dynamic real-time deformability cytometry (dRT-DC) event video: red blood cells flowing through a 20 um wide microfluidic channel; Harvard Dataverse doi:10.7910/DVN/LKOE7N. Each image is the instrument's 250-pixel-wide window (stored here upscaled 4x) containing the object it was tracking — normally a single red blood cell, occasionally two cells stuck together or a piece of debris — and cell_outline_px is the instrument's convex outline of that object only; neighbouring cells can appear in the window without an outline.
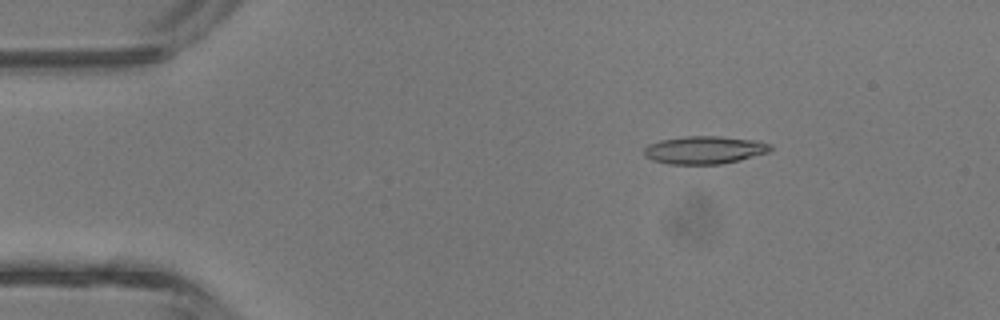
{"species": "common noctule bat (a hibernating species)", "species_latin": "Nyctalus noctula", "temperature_condition": "room temperature", "stored_images_in_passage": 38, "camera_frame_rate_fps": 3000, "um_per_image_px": 0.085, "animal": {"sex": "male", "body_mass_g": 13.3}, "frame": {"image": 1, "passage_image": 2, "time_ms": 0.333, "image_size_px": [1000, 320], "cell_outline_px": [[772, 148], [768, 152], [740, 160], [720, 164], [668, 164], [652, 160], [644, 156], [644, 148], [648, 144], [660, 140], [684, 136], [720, 136], [756, 140], [772, 144]], "centroid_in_image_um": [59.87, 12.74], "position_along_channel_um": 25.1, "area_um2": 20.63}}
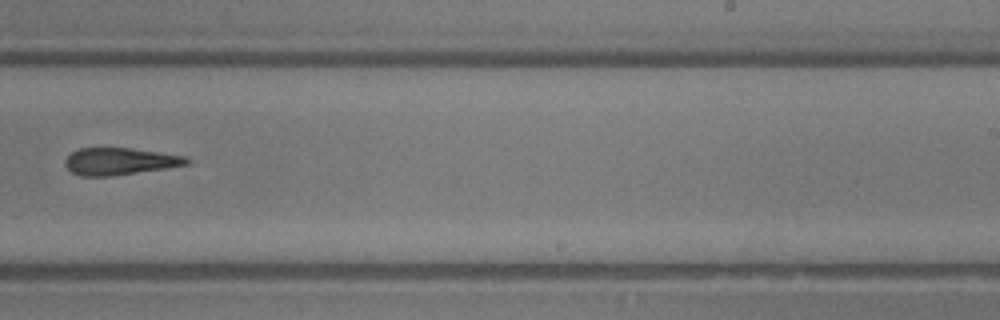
{"frame": {"image": 2, "passage_image": 22, "time_ms": 7.0, "image_size_px": [1000, 320], "cell_outline_px": [[192, 160], [188, 164], [168, 168], [112, 176], [80, 176], [72, 172], [64, 164], [64, 160], [72, 152], [80, 148], [132, 148], [188, 156]], "centroid_in_image_um": [10.22, 13.71], "position_along_channel_um": 278.8, "area_um2": 19.36}}
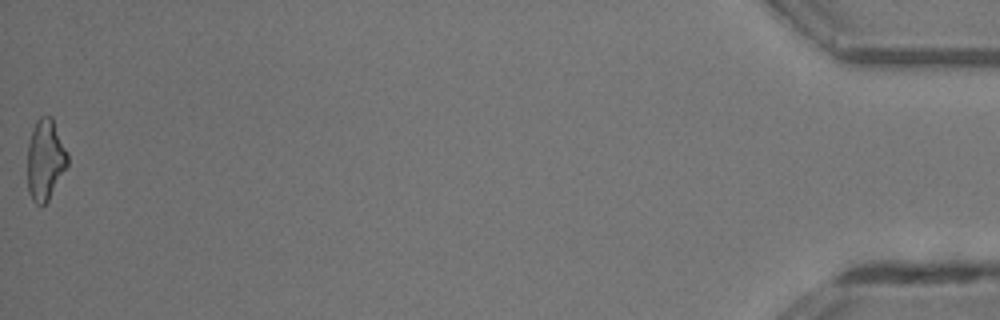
{"frame": {"image": 3, "passage_image": 38, "time_ms": 12.333, "image_size_px": [1000, 320], "cell_outline_px": [[68, 164], [48, 200], [44, 204], [36, 204], [32, 200], [28, 192], [28, 144], [36, 120], [40, 116], [52, 116], [68, 152]], "centroid_in_image_um": [3.86, 13.55], "position_along_channel_um": 431.3, "area_um2": 18.84}, "authors_computed_cell_mechanics": {"area_um2": 19.8832, "velocity_mm_per_s": 4.8325, "shape_relaxation_time_tau1_ms": 4.368, "shape_relaxation_time_tau2_ms": 4.0961, "deformation_change_tau1": 0.1454, "deformation_change_tau2": 0.1749}}